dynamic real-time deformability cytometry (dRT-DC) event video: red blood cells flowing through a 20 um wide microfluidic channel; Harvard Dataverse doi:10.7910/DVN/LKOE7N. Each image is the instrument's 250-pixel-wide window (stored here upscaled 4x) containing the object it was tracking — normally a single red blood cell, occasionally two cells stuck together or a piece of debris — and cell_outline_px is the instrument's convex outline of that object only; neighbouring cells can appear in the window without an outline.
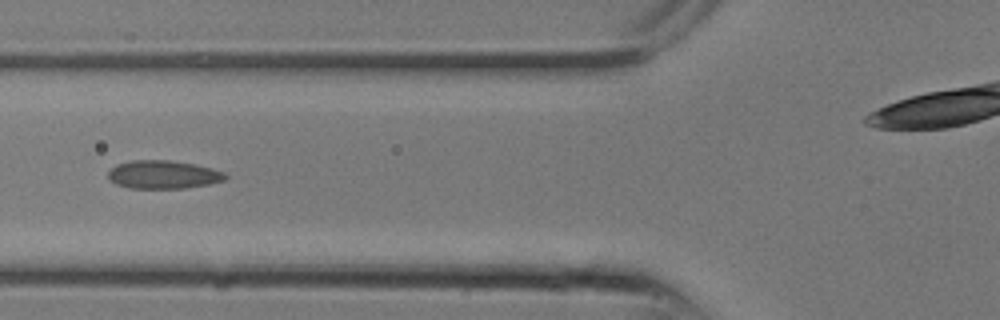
{"species": "common noctule bat (a hibernating species)", "species_latin": "Nyctalus noctula", "temperature_condition": "room temperature", "stored_images_in_passage": 4, "camera_frame_rate_fps": 3000, "um_per_image_px": 0.085, "animal": {"sex": "male", "body_mass_g": 13.3}, "frame": {"image": 1, "passage_image": 3, "time_ms": 0.667, "image_size_px": [1000, 320], "cell_outline_px": [[228, 176], [224, 180], [208, 184], [184, 188], [128, 188], [116, 184], [108, 176], [108, 172], [116, 164], [132, 160], [168, 160], [196, 164], [212, 168], [224, 172]], "centroid_in_image_um": [13.88, 14.83], "position_along_channel_um": 111.9, "area_um2": 19.25}}